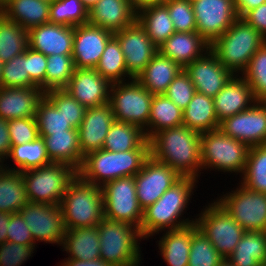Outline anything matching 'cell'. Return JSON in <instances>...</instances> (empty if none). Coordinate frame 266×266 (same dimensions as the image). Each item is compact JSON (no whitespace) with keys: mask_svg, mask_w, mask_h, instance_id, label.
<instances>
[{"mask_svg":"<svg viewBox=\"0 0 266 266\" xmlns=\"http://www.w3.org/2000/svg\"><path fill=\"white\" fill-rule=\"evenodd\" d=\"M200 136L185 125L164 129L149 139L150 156L176 171L181 177L198 179L201 167Z\"/></svg>","mask_w":266,"mask_h":266,"instance_id":"6da1fadb","label":"cell"},{"mask_svg":"<svg viewBox=\"0 0 266 266\" xmlns=\"http://www.w3.org/2000/svg\"><path fill=\"white\" fill-rule=\"evenodd\" d=\"M196 181L192 177H182L167 189L154 204L143 210L140 226L142 238L147 239L159 231H165V228L176 230L195 223L194 220L189 219L181 221L180 216L187 208Z\"/></svg>","mask_w":266,"mask_h":266,"instance_id":"7a4b0ae2","label":"cell"},{"mask_svg":"<svg viewBox=\"0 0 266 266\" xmlns=\"http://www.w3.org/2000/svg\"><path fill=\"white\" fill-rule=\"evenodd\" d=\"M149 156V148L125 152L101 149L84 157L77 174L86 182L102 187L115 179L135 176Z\"/></svg>","mask_w":266,"mask_h":266,"instance_id":"3957f363","label":"cell"},{"mask_svg":"<svg viewBox=\"0 0 266 266\" xmlns=\"http://www.w3.org/2000/svg\"><path fill=\"white\" fill-rule=\"evenodd\" d=\"M265 42L266 39L257 30L238 17L223 35L210 44V50L236 75L246 70L252 56Z\"/></svg>","mask_w":266,"mask_h":266,"instance_id":"277c9868","label":"cell"},{"mask_svg":"<svg viewBox=\"0 0 266 266\" xmlns=\"http://www.w3.org/2000/svg\"><path fill=\"white\" fill-rule=\"evenodd\" d=\"M60 207L65 229L98 226L104 219L102 188L77 174L69 183Z\"/></svg>","mask_w":266,"mask_h":266,"instance_id":"5b68a950","label":"cell"},{"mask_svg":"<svg viewBox=\"0 0 266 266\" xmlns=\"http://www.w3.org/2000/svg\"><path fill=\"white\" fill-rule=\"evenodd\" d=\"M100 259L112 266H138L143 239L137 227L104 218L98 224ZM139 244V245H138Z\"/></svg>","mask_w":266,"mask_h":266,"instance_id":"8992f818","label":"cell"},{"mask_svg":"<svg viewBox=\"0 0 266 266\" xmlns=\"http://www.w3.org/2000/svg\"><path fill=\"white\" fill-rule=\"evenodd\" d=\"M249 148L246 143L225 135L219 128L201 133V167L243 175Z\"/></svg>","mask_w":266,"mask_h":266,"instance_id":"52a82bcc","label":"cell"},{"mask_svg":"<svg viewBox=\"0 0 266 266\" xmlns=\"http://www.w3.org/2000/svg\"><path fill=\"white\" fill-rule=\"evenodd\" d=\"M29 202L60 205L77 171L63 163H50L21 172Z\"/></svg>","mask_w":266,"mask_h":266,"instance_id":"ba28073f","label":"cell"},{"mask_svg":"<svg viewBox=\"0 0 266 266\" xmlns=\"http://www.w3.org/2000/svg\"><path fill=\"white\" fill-rule=\"evenodd\" d=\"M130 80L111 84L109 103L116 121L140 127L148 139V120L154 95L136 79Z\"/></svg>","mask_w":266,"mask_h":266,"instance_id":"9c48e42d","label":"cell"},{"mask_svg":"<svg viewBox=\"0 0 266 266\" xmlns=\"http://www.w3.org/2000/svg\"><path fill=\"white\" fill-rule=\"evenodd\" d=\"M199 218L198 229L209 239L223 259L235 250L245 230L217 201L208 205Z\"/></svg>","mask_w":266,"mask_h":266,"instance_id":"30bf717a","label":"cell"},{"mask_svg":"<svg viewBox=\"0 0 266 266\" xmlns=\"http://www.w3.org/2000/svg\"><path fill=\"white\" fill-rule=\"evenodd\" d=\"M104 218L129 223L137 227L143 219V210L136 195L135 176L118 178L102 187Z\"/></svg>","mask_w":266,"mask_h":266,"instance_id":"8fae6325","label":"cell"},{"mask_svg":"<svg viewBox=\"0 0 266 266\" xmlns=\"http://www.w3.org/2000/svg\"><path fill=\"white\" fill-rule=\"evenodd\" d=\"M231 192L217 202L245 231L266 232V193L250 190L242 184Z\"/></svg>","mask_w":266,"mask_h":266,"instance_id":"7c38bea8","label":"cell"},{"mask_svg":"<svg viewBox=\"0 0 266 266\" xmlns=\"http://www.w3.org/2000/svg\"><path fill=\"white\" fill-rule=\"evenodd\" d=\"M196 31L208 43L223 35L238 18L234 0H192Z\"/></svg>","mask_w":266,"mask_h":266,"instance_id":"4fadbf2b","label":"cell"},{"mask_svg":"<svg viewBox=\"0 0 266 266\" xmlns=\"http://www.w3.org/2000/svg\"><path fill=\"white\" fill-rule=\"evenodd\" d=\"M19 213L25 220L34 243L45 241L61 246L66 229L60 205L28 202Z\"/></svg>","mask_w":266,"mask_h":266,"instance_id":"5bb4252c","label":"cell"},{"mask_svg":"<svg viewBox=\"0 0 266 266\" xmlns=\"http://www.w3.org/2000/svg\"><path fill=\"white\" fill-rule=\"evenodd\" d=\"M219 129L249 147L266 144V101H257L246 110L223 119Z\"/></svg>","mask_w":266,"mask_h":266,"instance_id":"9a60e30c","label":"cell"},{"mask_svg":"<svg viewBox=\"0 0 266 266\" xmlns=\"http://www.w3.org/2000/svg\"><path fill=\"white\" fill-rule=\"evenodd\" d=\"M182 177L168 165L149 156L135 175L136 195L142 210L154 204Z\"/></svg>","mask_w":266,"mask_h":266,"instance_id":"2e32d148","label":"cell"},{"mask_svg":"<svg viewBox=\"0 0 266 266\" xmlns=\"http://www.w3.org/2000/svg\"><path fill=\"white\" fill-rule=\"evenodd\" d=\"M114 37L118 40L125 57L128 74L132 79H136L152 60L158 48L138 21L115 32Z\"/></svg>","mask_w":266,"mask_h":266,"instance_id":"e0dca14e","label":"cell"},{"mask_svg":"<svg viewBox=\"0 0 266 266\" xmlns=\"http://www.w3.org/2000/svg\"><path fill=\"white\" fill-rule=\"evenodd\" d=\"M184 70L194 84L196 92L211 98H214L234 76L211 50L187 65Z\"/></svg>","mask_w":266,"mask_h":266,"instance_id":"ac0fdd59","label":"cell"},{"mask_svg":"<svg viewBox=\"0 0 266 266\" xmlns=\"http://www.w3.org/2000/svg\"><path fill=\"white\" fill-rule=\"evenodd\" d=\"M113 36L110 31L89 23L74 27L72 57L75 68L95 69Z\"/></svg>","mask_w":266,"mask_h":266,"instance_id":"d6986e66","label":"cell"},{"mask_svg":"<svg viewBox=\"0 0 266 266\" xmlns=\"http://www.w3.org/2000/svg\"><path fill=\"white\" fill-rule=\"evenodd\" d=\"M111 83L95 69H78L64 88L85 108L104 105L109 102Z\"/></svg>","mask_w":266,"mask_h":266,"instance_id":"ffe728a7","label":"cell"},{"mask_svg":"<svg viewBox=\"0 0 266 266\" xmlns=\"http://www.w3.org/2000/svg\"><path fill=\"white\" fill-rule=\"evenodd\" d=\"M115 121L109 102L86 108L84 118L78 128L81 153L84 157L102 149L109 128Z\"/></svg>","mask_w":266,"mask_h":266,"instance_id":"44dd1931","label":"cell"},{"mask_svg":"<svg viewBox=\"0 0 266 266\" xmlns=\"http://www.w3.org/2000/svg\"><path fill=\"white\" fill-rule=\"evenodd\" d=\"M74 27L45 23L28 30L29 47L48 55H72Z\"/></svg>","mask_w":266,"mask_h":266,"instance_id":"7402d4cb","label":"cell"},{"mask_svg":"<svg viewBox=\"0 0 266 266\" xmlns=\"http://www.w3.org/2000/svg\"><path fill=\"white\" fill-rule=\"evenodd\" d=\"M137 21L131 0H100L88 10V23L115 33Z\"/></svg>","mask_w":266,"mask_h":266,"instance_id":"603a6c76","label":"cell"},{"mask_svg":"<svg viewBox=\"0 0 266 266\" xmlns=\"http://www.w3.org/2000/svg\"><path fill=\"white\" fill-rule=\"evenodd\" d=\"M45 92L40 87L5 88L0 86V118L7 121L35 117Z\"/></svg>","mask_w":266,"mask_h":266,"instance_id":"cb8c5ba5","label":"cell"},{"mask_svg":"<svg viewBox=\"0 0 266 266\" xmlns=\"http://www.w3.org/2000/svg\"><path fill=\"white\" fill-rule=\"evenodd\" d=\"M213 102L216 117L221 122L225 118L246 110L257 100L249 83L243 77L237 78L234 75L213 98Z\"/></svg>","mask_w":266,"mask_h":266,"instance_id":"d4e9b609","label":"cell"},{"mask_svg":"<svg viewBox=\"0 0 266 266\" xmlns=\"http://www.w3.org/2000/svg\"><path fill=\"white\" fill-rule=\"evenodd\" d=\"M210 50L208 43L199 33L196 32H174L163 44L158 47V51L166 57L172 59L183 69L200 58ZM203 53V54H202Z\"/></svg>","mask_w":266,"mask_h":266,"instance_id":"484cf974","label":"cell"},{"mask_svg":"<svg viewBox=\"0 0 266 266\" xmlns=\"http://www.w3.org/2000/svg\"><path fill=\"white\" fill-rule=\"evenodd\" d=\"M44 140L47 155L53 163H63L78 171L84 160L81 153L78 130L52 132L48 136H39Z\"/></svg>","mask_w":266,"mask_h":266,"instance_id":"4316f807","label":"cell"},{"mask_svg":"<svg viewBox=\"0 0 266 266\" xmlns=\"http://www.w3.org/2000/svg\"><path fill=\"white\" fill-rule=\"evenodd\" d=\"M184 69L157 51L136 80L151 94H164L173 79Z\"/></svg>","mask_w":266,"mask_h":266,"instance_id":"83f0119b","label":"cell"},{"mask_svg":"<svg viewBox=\"0 0 266 266\" xmlns=\"http://www.w3.org/2000/svg\"><path fill=\"white\" fill-rule=\"evenodd\" d=\"M50 3L47 0H7L0 12L27 31L49 22Z\"/></svg>","mask_w":266,"mask_h":266,"instance_id":"f1b7e54d","label":"cell"},{"mask_svg":"<svg viewBox=\"0 0 266 266\" xmlns=\"http://www.w3.org/2000/svg\"><path fill=\"white\" fill-rule=\"evenodd\" d=\"M198 226L193 223L176 230H166L159 243V250L169 266H188L193 234Z\"/></svg>","mask_w":266,"mask_h":266,"instance_id":"f546056e","label":"cell"},{"mask_svg":"<svg viewBox=\"0 0 266 266\" xmlns=\"http://www.w3.org/2000/svg\"><path fill=\"white\" fill-rule=\"evenodd\" d=\"M100 239L98 226L66 229L61 245L70 256L66 259H100Z\"/></svg>","mask_w":266,"mask_h":266,"instance_id":"4dcf8cb0","label":"cell"},{"mask_svg":"<svg viewBox=\"0 0 266 266\" xmlns=\"http://www.w3.org/2000/svg\"><path fill=\"white\" fill-rule=\"evenodd\" d=\"M137 21L157 48L175 32L168 8L164 3L140 8L137 10Z\"/></svg>","mask_w":266,"mask_h":266,"instance_id":"1f68e13d","label":"cell"},{"mask_svg":"<svg viewBox=\"0 0 266 266\" xmlns=\"http://www.w3.org/2000/svg\"><path fill=\"white\" fill-rule=\"evenodd\" d=\"M213 98L195 93L183 110V125L200 134L219 128Z\"/></svg>","mask_w":266,"mask_h":266,"instance_id":"d6a6232c","label":"cell"},{"mask_svg":"<svg viewBox=\"0 0 266 266\" xmlns=\"http://www.w3.org/2000/svg\"><path fill=\"white\" fill-rule=\"evenodd\" d=\"M136 148H149V140L140 127L115 121L109 128L102 149L125 152Z\"/></svg>","mask_w":266,"mask_h":266,"instance_id":"836d02e7","label":"cell"},{"mask_svg":"<svg viewBox=\"0 0 266 266\" xmlns=\"http://www.w3.org/2000/svg\"><path fill=\"white\" fill-rule=\"evenodd\" d=\"M227 259L234 266L266 265V232L245 231Z\"/></svg>","mask_w":266,"mask_h":266,"instance_id":"e575fe53","label":"cell"},{"mask_svg":"<svg viewBox=\"0 0 266 266\" xmlns=\"http://www.w3.org/2000/svg\"><path fill=\"white\" fill-rule=\"evenodd\" d=\"M22 173L2 168L0 170V212H19L28 204Z\"/></svg>","mask_w":266,"mask_h":266,"instance_id":"d590c367","label":"cell"},{"mask_svg":"<svg viewBox=\"0 0 266 266\" xmlns=\"http://www.w3.org/2000/svg\"><path fill=\"white\" fill-rule=\"evenodd\" d=\"M183 124V110L164 94L154 95L148 120V140L157 132Z\"/></svg>","mask_w":266,"mask_h":266,"instance_id":"8d00e7d4","label":"cell"},{"mask_svg":"<svg viewBox=\"0 0 266 266\" xmlns=\"http://www.w3.org/2000/svg\"><path fill=\"white\" fill-rule=\"evenodd\" d=\"M28 47V31L0 12V61L7 63Z\"/></svg>","mask_w":266,"mask_h":266,"instance_id":"74e56055","label":"cell"},{"mask_svg":"<svg viewBox=\"0 0 266 266\" xmlns=\"http://www.w3.org/2000/svg\"><path fill=\"white\" fill-rule=\"evenodd\" d=\"M8 157L12 158L14 164L17 165L16 169L15 167L12 169L5 167L10 171L23 172L52 163L47 155L42 137H38L32 142L11 146Z\"/></svg>","mask_w":266,"mask_h":266,"instance_id":"f35d334b","label":"cell"},{"mask_svg":"<svg viewBox=\"0 0 266 266\" xmlns=\"http://www.w3.org/2000/svg\"><path fill=\"white\" fill-rule=\"evenodd\" d=\"M95 70L111 84L123 82L126 76L132 79L127 72L125 57L120 44L114 36L107 42Z\"/></svg>","mask_w":266,"mask_h":266,"instance_id":"ab89813d","label":"cell"},{"mask_svg":"<svg viewBox=\"0 0 266 266\" xmlns=\"http://www.w3.org/2000/svg\"><path fill=\"white\" fill-rule=\"evenodd\" d=\"M242 185L266 193V144L251 146L247 155Z\"/></svg>","mask_w":266,"mask_h":266,"instance_id":"60d3db41","label":"cell"},{"mask_svg":"<svg viewBox=\"0 0 266 266\" xmlns=\"http://www.w3.org/2000/svg\"><path fill=\"white\" fill-rule=\"evenodd\" d=\"M49 22L69 27L88 23V9L80 0H54L50 3Z\"/></svg>","mask_w":266,"mask_h":266,"instance_id":"b9f144b4","label":"cell"},{"mask_svg":"<svg viewBox=\"0 0 266 266\" xmlns=\"http://www.w3.org/2000/svg\"><path fill=\"white\" fill-rule=\"evenodd\" d=\"M75 70L72 55H48L46 74H45V92L52 89H64Z\"/></svg>","mask_w":266,"mask_h":266,"instance_id":"7bdbcfd3","label":"cell"},{"mask_svg":"<svg viewBox=\"0 0 266 266\" xmlns=\"http://www.w3.org/2000/svg\"><path fill=\"white\" fill-rule=\"evenodd\" d=\"M35 119L39 136H48L52 132L78 130L71 126L70 121L44 96L38 103Z\"/></svg>","mask_w":266,"mask_h":266,"instance_id":"ee69618b","label":"cell"},{"mask_svg":"<svg viewBox=\"0 0 266 266\" xmlns=\"http://www.w3.org/2000/svg\"><path fill=\"white\" fill-rule=\"evenodd\" d=\"M242 77L251 86L255 99L266 101V42L252 56Z\"/></svg>","mask_w":266,"mask_h":266,"instance_id":"f6af8a7d","label":"cell"},{"mask_svg":"<svg viewBox=\"0 0 266 266\" xmlns=\"http://www.w3.org/2000/svg\"><path fill=\"white\" fill-rule=\"evenodd\" d=\"M63 116L70 121L73 128L78 129L86 108L64 89H52L44 95Z\"/></svg>","mask_w":266,"mask_h":266,"instance_id":"bcb514c9","label":"cell"},{"mask_svg":"<svg viewBox=\"0 0 266 266\" xmlns=\"http://www.w3.org/2000/svg\"><path fill=\"white\" fill-rule=\"evenodd\" d=\"M0 86L5 88L37 87L27 72V50L3 63Z\"/></svg>","mask_w":266,"mask_h":266,"instance_id":"7dc6e473","label":"cell"},{"mask_svg":"<svg viewBox=\"0 0 266 266\" xmlns=\"http://www.w3.org/2000/svg\"><path fill=\"white\" fill-rule=\"evenodd\" d=\"M222 260L213 244L198 229L192 236L188 266H218Z\"/></svg>","mask_w":266,"mask_h":266,"instance_id":"c3c4849f","label":"cell"},{"mask_svg":"<svg viewBox=\"0 0 266 266\" xmlns=\"http://www.w3.org/2000/svg\"><path fill=\"white\" fill-rule=\"evenodd\" d=\"M175 32H196L193 5L190 0H166Z\"/></svg>","mask_w":266,"mask_h":266,"instance_id":"681fc988","label":"cell"},{"mask_svg":"<svg viewBox=\"0 0 266 266\" xmlns=\"http://www.w3.org/2000/svg\"><path fill=\"white\" fill-rule=\"evenodd\" d=\"M196 93L194 84L191 82L185 70L181 71L168 86L164 95L174 102L181 110H184Z\"/></svg>","mask_w":266,"mask_h":266,"instance_id":"f907efd6","label":"cell"},{"mask_svg":"<svg viewBox=\"0 0 266 266\" xmlns=\"http://www.w3.org/2000/svg\"><path fill=\"white\" fill-rule=\"evenodd\" d=\"M8 131L12 146L32 142L39 137L35 117L9 120Z\"/></svg>","mask_w":266,"mask_h":266,"instance_id":"816d5d0a","label":"cell"},{"mask_svg":"<svg viewBox=\"0 0 266 266\" xmlns=\"http://www.w3.org/2000/svg\"><path fill=\"white\" fill-rule=\"evenodd\" d=\"M35 245L6 241L0 245V266H20L33 253Z\"/></svg>","mask_w":266,"mask_h":266,"instance_id":"f5cc1de1","label":"cell"},{"mask_svg":"<svg viewBox=\"0 0 266 266\" xmlns=\"http://www.w3.org/2000/svg\"><path fill=\"white\" fill-rule=\"evenodd\" d=\"M47 56L27 48V72L31 81L45 92V74H46Z\"/></svg>","mask_w":266,"mask_h":266,"instance_id":"db71d44e","label":"cell"},{"mask_svg":"<svg viewBox=\"0 0 266 266\" xmlns=\"http://www.w3.org/2000/svg\"><path fill=\"white\" fill-rule=\"evenodd\" d=\"M6 241L29 246L35 245L33 236L19 212L10 215Z\"/></svg>","mask_w":266,"mask_h":266,"instance_id":"11a10c76","label":"cell"},{"mask_svg":"<svg viewBox=\"0 0 266 266\" xmlns=\"http://www.w3.org/2000/svg\"><path fill=\"white\" fill-rule=\"evenodd\" d=\"M242 18L266 39V3L251 9Z\"/></svg>","mask_w":266,"mask_h":266,"instance_id":"9f6ffc18","label":"cell"},{"mask_svg":"<svg viewBox=\"0 0 266 266\" xmlns=\"http://www.w3.org/2000/svg\"><path fill=\"white\" fill-rule=\"evenodd\" d=\"M11 142L8 131V121L0 118V164L3 165V160L6 159L10 153Z\"/></svg>","mask_w":266,"mask_h":266,"instance_id":"6f0895ef","label":"cell"},{"mask_svg":"<svg viewBox=\"0 0 266 266\" xmlns=\"http://www.w3.org/2000/svg\"><path fill=\"white\" fill-rule=\"evenodd\" d=\"M266 3V0H234L238 17H243L251 9Z\"/></svg>","mask_w":266,"mask_h":266,"instance_id":"680465c9","label":"cell"},{"mask_svg":"<svg viewBox=\"0 0 266 266\" xmlns=\"http://www.w3.org/2000/svg\"><path fill=\"white\" fill-rule=\"evenodd\" d=\"M63 261L64 262L63 264H61V266H112L111 264L106 263L102 259L89 260V261L66 259Z\"/></svg>","mask_w":266,"mask_h":266,"instance_id":"91938a15","label":"cell"},{"mask_svg":"<svg viewBox=\"0 0 266 266\" xmlns=\"http://www.w3.org/2000/svg\"><path fill=\"white\" fill-rule=\"evenodd\" d=\"M9 213L0 212V245L6 242L7 227L10 220Z\"/></svg>","mask_w":266,"mask_h":266,"instance_id":"94428289","label":"cell"},{"mask_svg":"<svg viewBox=\"0 0 266 266\" xmlns=\"http://www.w3.org/2000/svg\"><path fill=\"white\" fill-rule=\"evenodd\" d=\"M131 1L135 6V8L139 10L140 8L147 5L164 3L166 0H131Z\"/></svg>","mask_w":266,"mask_h":266,"instance_id":"6125c7cd","label":"cell"},{"mask_svg":"<svg viewBox=\"0 0 266 266\" xmlns=\"http://www.w3.org/2000/svg\"><path fill=\"white\" fill-rule=\"evenodd\" d=\"M80 1L89 10L91 7H93L100 0H80Z\"/></svg>","mask_w":266,"mask_h":266,"instance_id":"be15d7a7","label":"cell"},{"mask_svg":"<svg viewBox=\"0 0 266 266\" xmlns=\"http://www.w3.org/2000/svg\"><path fill=\"white\" fill-rule=\"evenodd\" d=\"M218 266H234L228 259H223Z\"/></svg>","mask_w":266,"mask_h":266,"instance_id":"e7e4bbea","label":"cell"},{"mask_svg":"<svg viewBox=\"0 0 266 266\" xmlns=\"http://www.w3.org/2000/svg\"><path fill=\"white\" fill-rule=\"evenodd\" d=\"M2 69H3V63L0 61V80H1V72H2Z\"/></svg>","mask_w":266,"mask_h":266,"instance_id":"03108f58","label":"cell"},{"mask_svg":"<svg viewBox=\"0 0 266 266\" xmlns=\"http://www.w3.org/2000/svg\"><path fill=\"white\" fill-rule=\"evenodd\" d=\"M7 0H0V6L5 3Z\"/></svg>","mask_w":266,"mask_h":266,"instance_id":"003e7915","label":"cell"}]
</instances>
